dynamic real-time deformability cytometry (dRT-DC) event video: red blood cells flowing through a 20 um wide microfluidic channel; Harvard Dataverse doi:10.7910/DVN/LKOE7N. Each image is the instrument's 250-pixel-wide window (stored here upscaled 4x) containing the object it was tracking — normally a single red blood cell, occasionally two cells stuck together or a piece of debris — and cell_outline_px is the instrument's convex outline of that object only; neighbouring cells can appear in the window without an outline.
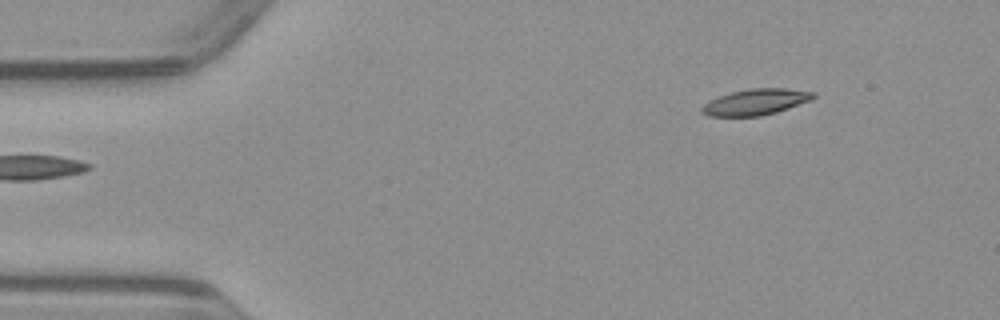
{"species": "common noctule bat (a hibernating species)", "species_latin": "Nyctalus noctula", "temperature_condition": "warm", "stored_images_in_passage": 7, "segment_of_instrument_passage": [1, 2], "camera_frame_rate_fps": 3000, "um_per_image_px": 0.085, "animal": {"sex": "male", "body_mass_g": 23.1, "forearm_length_mm": 52.7}, "frame": {"image": 1, "passage_image": 1, "time_ms": 0.0, "image_size_px": [1000, 320], "cell_outline_px": [[816, 96], [812, 100], [776, 112], [760, 116], [708, 116], [700, 112], [700, 108], [708, 100], [732, 92], [748, 88], [788, 88], [816, 92]], "centroid_in_image_um": [64.24, 8.66], "position_along_channel_um": 20.8, "area_um2": 17.05}}